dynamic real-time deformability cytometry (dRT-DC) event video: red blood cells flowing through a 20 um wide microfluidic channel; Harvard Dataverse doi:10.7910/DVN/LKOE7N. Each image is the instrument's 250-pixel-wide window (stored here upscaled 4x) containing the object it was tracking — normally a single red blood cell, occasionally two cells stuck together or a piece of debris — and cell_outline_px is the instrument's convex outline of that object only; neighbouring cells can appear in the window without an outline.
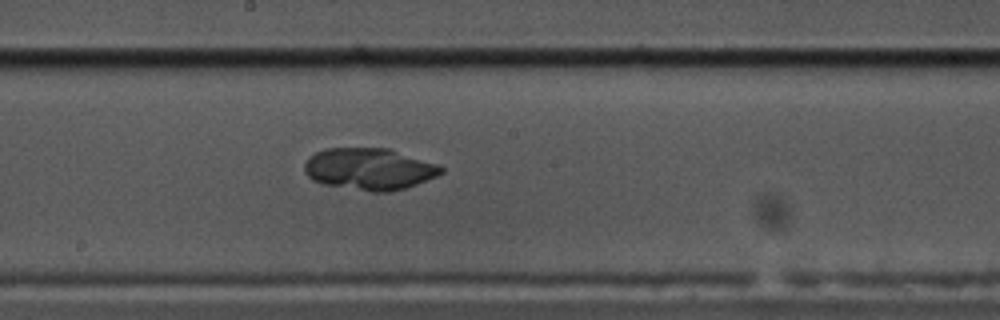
{"species": "common noctule bat (a hibernating species)", "species_latin": "Nyctalus noctula", "temperature_condition": "cold", "stored_images_in_passage": 56, "camera_frame_rate_fps": 3000, "um_per_image_px": 0.085, "animal": {"sex": "male", "body_mass_g": 17.5, "forearm_length_mm": 52.3}, "frame": {"image": 1, "passage_image": 28, "time_ms": 9.0, "image_size_px": [1000, 320], "cell_outline_px": [[444, 172], [436, 176], [416, 184], [404, 188], [388, 192], [372, 192], [324, 184], [312, 180], [304, 172], [304, 164], [308, 156], [324, 148], [388, 148], [436, 164], [444, 168]], "centroid_in_image_um": [31.35, 14.36], "position_along_channel_um": 216.9, "area_um2": 33.18}}
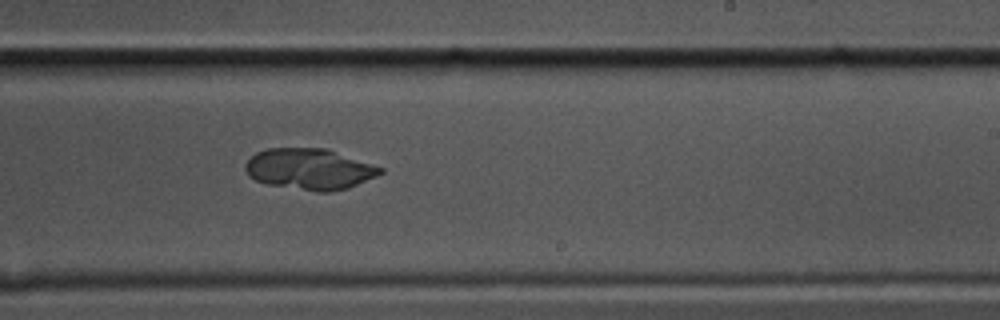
{"frame": {"image": 2, "passage_image": 32, "time_ms": 10.333, "image_size_px": [1000, 320], "cell_outline_px": [[384, 172], [376, 176], [348, 188], [328, 192], [316, 192], [268, 184], [256, 180], [248, 176], [244, 168], [244, 164], [256, 152], [268, 148], [328, 148], [384, 168]], "centroid_in_image_um": [26.31, 14.36], "position_along_channel_um": 262.7, "area_um2": 32.43}}
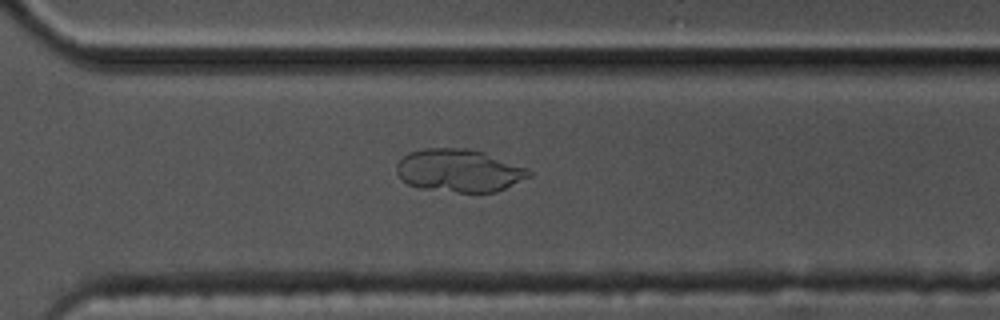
{"frame": {"image": 3, "passage_image": 38, "time_ms": 12.333, "image_size_px": [1000, 320], "cell_outline_px": [[532, 176], [496, 192], [456, 192], [420, 188], [408, 184], [396, 172], [396, 164], [408, 152], [424, 148], [472, 148], [484, 152], [528, 168], [532, 172]], "centroid_in_image_um": [39.04, 14.49], "position_along_channel_um": 331.6, "area_um2": 33.18}}